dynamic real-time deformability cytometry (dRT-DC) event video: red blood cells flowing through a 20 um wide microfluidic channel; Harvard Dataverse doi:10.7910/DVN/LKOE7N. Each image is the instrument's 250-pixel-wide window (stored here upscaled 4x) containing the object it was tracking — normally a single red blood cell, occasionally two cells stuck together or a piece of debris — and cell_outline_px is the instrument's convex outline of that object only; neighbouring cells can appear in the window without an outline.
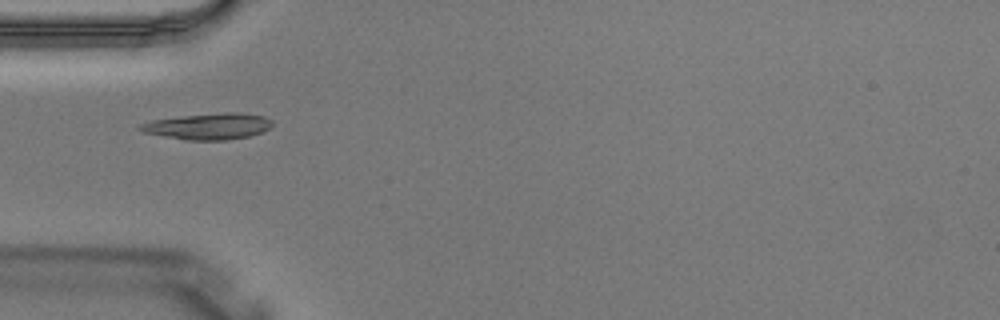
{"species": "Egyptian fruit bat (a non-hibernating species)", "species_latin": "Rousettus aegyptiacus", "temperature_condition": "warm", "stored_images_in_passage": 1, "camera_frame_rate_fps": 3000, "um_per_image_px": 0.085, "animal": {"sex": "male"}, "frame": {"image": 1, "passage_image": 1, "time_ms": 0.0, "image_size_px": [1000, 320], "cell_outline_px": [[272, 124], [264, 132], [248, 136], [228, 140], [184, 140], [144, 132], [136, 128], [140, 124], [152, 120], [184, 116], [224, 112], [240, 112], [264, 116], [272, 120]], "centroid_in_image_um": [17.73, 10.74], "position_along_channel_um": 67.3, "area_um2": 20.17}}